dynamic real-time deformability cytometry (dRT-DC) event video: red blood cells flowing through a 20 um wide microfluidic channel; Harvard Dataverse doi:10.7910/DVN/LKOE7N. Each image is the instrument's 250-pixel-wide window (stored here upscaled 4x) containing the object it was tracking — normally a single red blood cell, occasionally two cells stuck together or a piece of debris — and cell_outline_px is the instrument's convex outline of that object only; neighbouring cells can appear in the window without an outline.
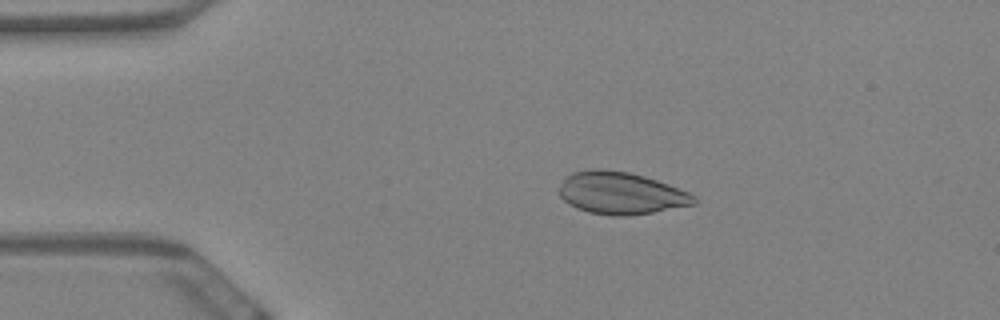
{"species": "Egyptian fruit bat (a non-hibernating species)", "species_latin": "Rousettus aegyptiacus", "temperature_condition": "warm", "stored_images_in_passage": 58, "camera_frame_rate_fps": 3000, "um_per_image_px": 0.085, "animal": {"sex": "female"}, "frame": {"image": 1, "passage_image": 12, "time_ms": 3.667, "image_size_px": [1000, 320], "cell_outline_px": [[696, 204], [652, 212], [628, 216], [612, 216], [588, 212], [576, 208], [568, 204], [560, 196], [560, 184], [572, 172], [592, 168], [600, 168], [628, 172], [644, 176], [668, 184], [688, 192], [696, 196]], "centroid_in_image_um": [52.76, 16.42], "position_along_channel_um": 32.2, "area_um2": 33.18}}
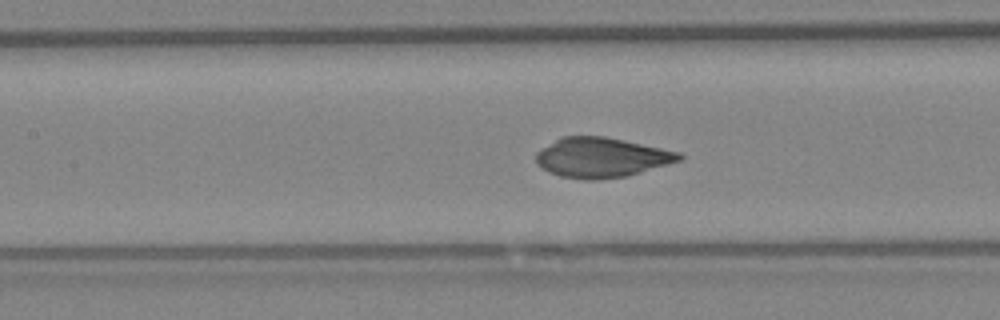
{"frame": {"image": 2, "passage_image": 27, "time_ms": 8.667, "image_size_px": [1000, 320], "cell_outline_px": [[684, 156], [680, 160], [668, 164], [640, 172], [624, 176], [596, 180], [584, 180], [560, 176], [548, 172], [536, 164], [536, 152], [560, 136], [604, 136], [624, 140], [680, 152]], "centroid_in_image_um": [51.08, 13.38], "position_along_channel_um": 156.3, "area_um2": 33.18}}
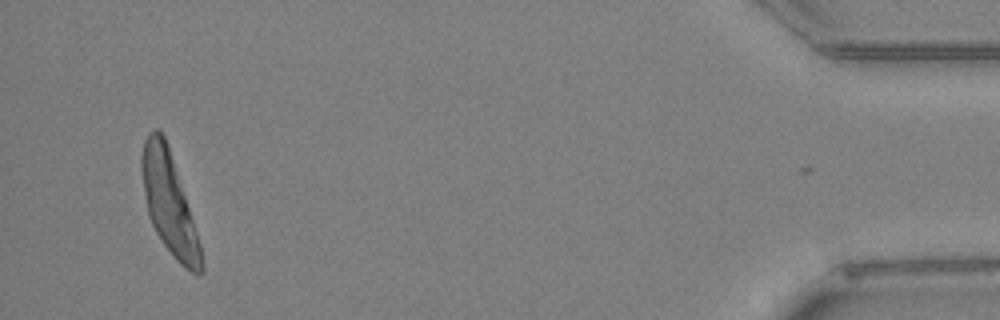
{"frame": {"image": 3, "passage_image": 57, "time_ms": 18.667, "image_size_px": [1000, 320], "cell_outline_px": [[204, 272], [192, 272], [184, 268], [176, 260], [164, 244], [156, 232], [148, 216], [140, 168], [140, 156], [144, 140], [148, 132], [156, 128], [164, 136], [168, 144], [200, 244], [204, 264]], "centroid_in_image_um": [14.34, 17.25], "position_along_channel_um": 420.9, "area_um2": 34.51}}